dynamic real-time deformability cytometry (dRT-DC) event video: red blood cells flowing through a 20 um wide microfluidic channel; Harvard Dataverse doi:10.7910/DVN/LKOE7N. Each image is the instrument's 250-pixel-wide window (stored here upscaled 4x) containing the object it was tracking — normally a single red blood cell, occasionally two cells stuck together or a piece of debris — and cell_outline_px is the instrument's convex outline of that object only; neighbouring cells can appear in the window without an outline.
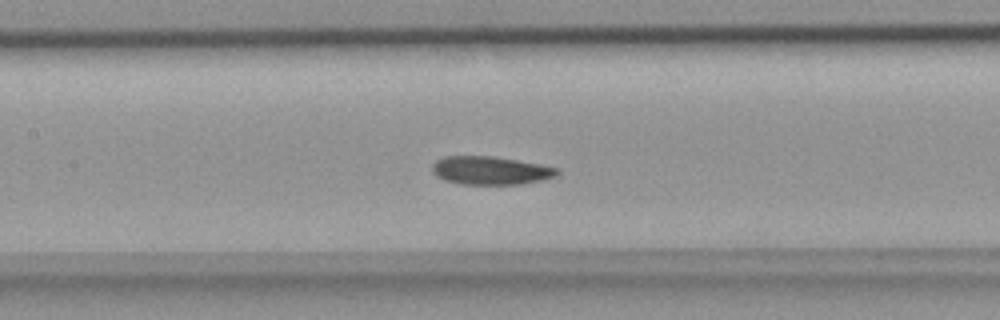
{"species": "common noctule bat (a hibernating species)", "species_latin": "Nyctalus noctula", "temperature_condition": "room temperature", "stored_images_in_passage": 49, "camera_frame_rate_fps": 3000, "um_per_image_px": 0.085, "animal": {"sex": "female", "body_mass_g": 18.4}, "frame": {"image": 1, "passage_image": 23, "time_ms": 7.333, "image_size_px": [1000, 320], "cell_outline_px": [[560, 172], [556, 176], [544, 180], [520, 184], [460, 184], [444, 180], [436, 176], [432, 172], [432, 164], [436, 160], [444, 156], [492, 156], [540, 164], [560, 168]], "centroid_in_image_um": [41.7, 14.49], "position_along_channel_um": 165.7, "area_um2": 20.75}}
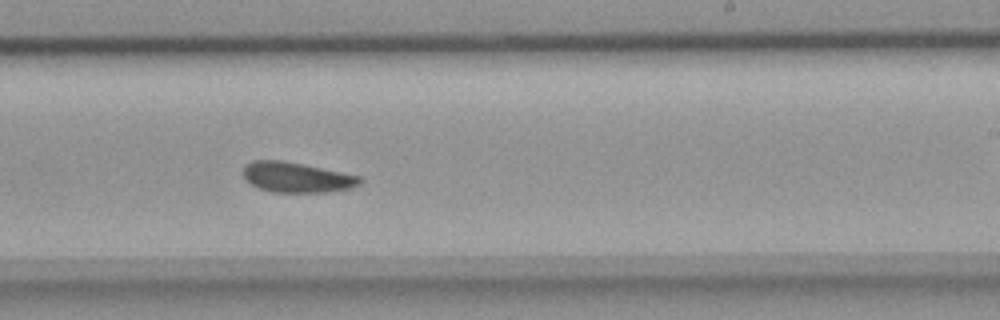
{"frame": {"image": 2, "passage_image": 30, "time_ms": 9.667, "image_size_px": [1000, 320], "cell_outline_px": [[364, 180], [360, 184], [352, 188], [324, 192], [272, 192], [260, 188], [252, 184], [244, 176], [244, 164], [252, 160], [284, 160], [304, 164], [360, 176]], "centroid_in_image_um": [25.24, 15.06], "position_along_channel_um": 263.8, "area_um2": 20.52}}
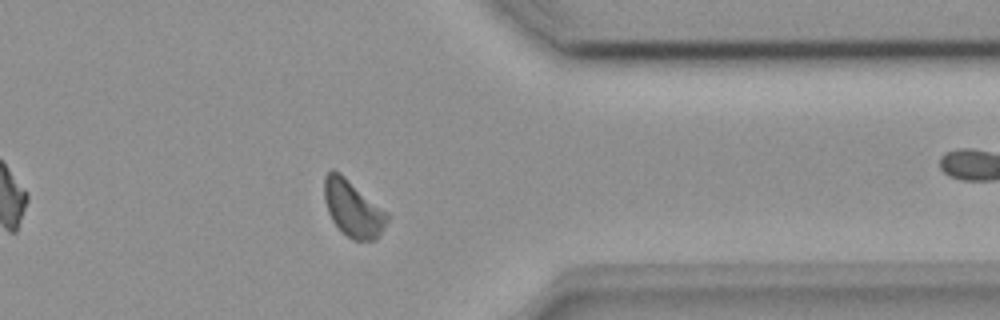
{"frame": {"image": 3, "passage_image": 39, "time_ms": 12.667, "image_size_px": [1000, 320], "cell_outline_px": [[388, 220], [376, 240], [352, 240], [332, 220], [328, 212], [324, 200], [324, 176], [332, 168], [340, 172], [388, 212]], "centroid_in_image_um": [29.99, 17.69], "position_along_channel_um": 381.4, "area_um2": 20.63}}